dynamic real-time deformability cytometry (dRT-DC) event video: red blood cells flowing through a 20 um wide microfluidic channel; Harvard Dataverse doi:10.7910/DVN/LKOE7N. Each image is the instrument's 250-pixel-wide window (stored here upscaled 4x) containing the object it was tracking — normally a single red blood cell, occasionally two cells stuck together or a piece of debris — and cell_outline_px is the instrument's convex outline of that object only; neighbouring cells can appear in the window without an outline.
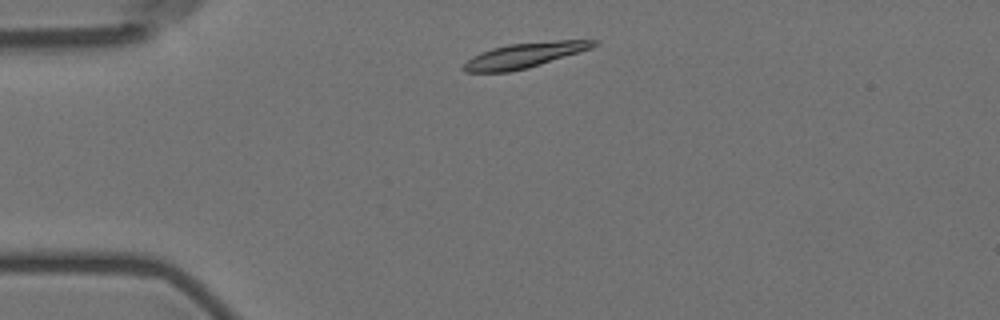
{"species": "Egyptian fruit bat (a non-hibernating species)", "species_latin": "Rousettus aegyptiacus", "temperature_condition": "room temperature", "stored_images_in_passage": 2, "camera_frame_rate_fps": 3000, "um_per_image_px": 0.085, "animal": {"sex": "female"}, "frame": {"image": 1, "passage_image": 1, "time_ms": 0.0, "image_size_px": [1000, 320], "cell_outline_px": [[600, 40], [592, 48], [528, 68], [508, 72], [464, 72], [460, 68], [472, 56], [480, 52], [492, 48], [508, 44], [556, 40]], "centroid_in_image_um": [44.54, 4.7], "position_along_channel_um": 40.5, "area_um2": 18.96}}